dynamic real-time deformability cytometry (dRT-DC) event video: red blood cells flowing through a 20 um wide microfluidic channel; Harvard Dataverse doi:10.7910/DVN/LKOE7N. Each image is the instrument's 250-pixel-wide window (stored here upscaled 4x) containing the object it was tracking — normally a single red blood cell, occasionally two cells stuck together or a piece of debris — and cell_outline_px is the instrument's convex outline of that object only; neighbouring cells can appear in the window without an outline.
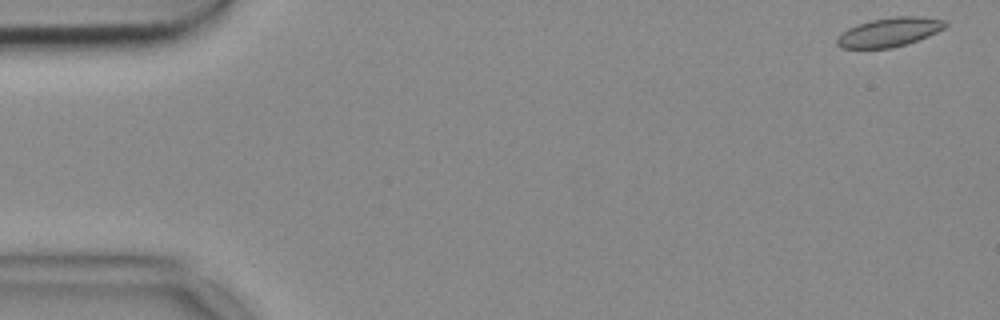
{"species": "common noctule bat (a hibernating species)", "species_latin": "Nyctalus noctula", "temperature_condition": "cold", "stored_images_in_passage": 53, "camera_frame_rate_fps": 3000, "um_per_image_px": 0.085, "animal": {"sex": "female", "body_mass_g": 18.4}, "frame": {"image": 1, "passage_image": 1, "time_ms": 0.0, "image_size_px": [1000, 320], "cell_outline_px": [[948, 24], [944, 28], [928, 36], [892, 48], [840, 48], [836, 44], [836, 40], [848, 28], [856, 24], [868, 20], [892, 16], [920, 16], [944, 20]], "centroid_in_image_um": [75.58, 2.71], "position_along_channel_um": 9.4, "area_um2": 18.26}}
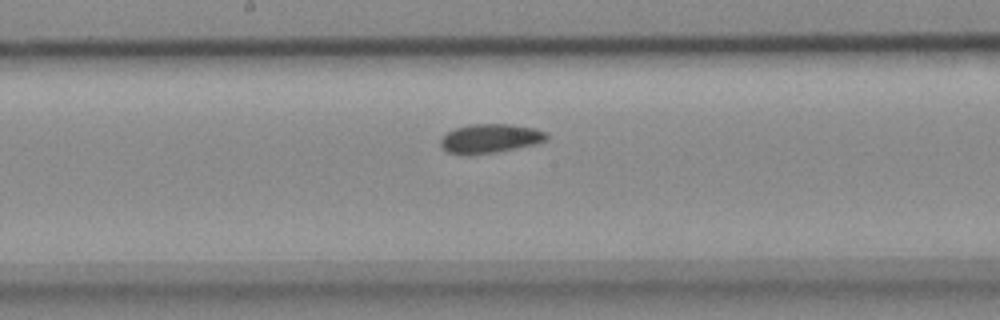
{"frame": {"image": 2, "passage_image": 27, "time_ms": 8.667, "image_size_px": [1000, 320], "cell_outline_px": [[548, 140], [536, 144], [496, 152], [468, 156], [460, 156], [448, 152], [440, 144], [440, 136], [456, 128], [468, 124], [512, 124], [536, 128], [548, 132]], "centroid_in_image_um": [41.66, 11.78], "position_along_channel_um": 206.5, "area_um2": 18.44}}
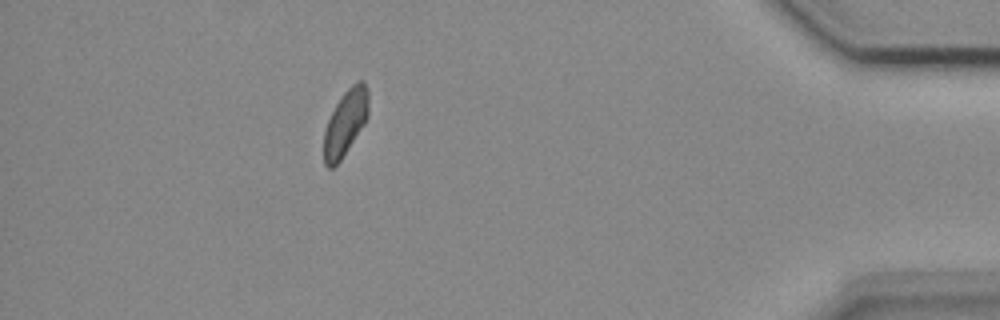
{"frame": {"image": 3, "passage_image": 47, "time_ms": 15.333, "image_size_px": [1000, 320], "cell_outline_px": [[368, 116], [364, 124], [340, 160], [332, 168], [328, 168], [324, 164], [324, 132], [328, 120], [336, 104], [344, 92], [356, 80], [364, 80], [368, 88]], "centroid_in_image_um": [29.37, 10.39], "position_along_channel_um": 405.8, "area_um2": 16.94}}